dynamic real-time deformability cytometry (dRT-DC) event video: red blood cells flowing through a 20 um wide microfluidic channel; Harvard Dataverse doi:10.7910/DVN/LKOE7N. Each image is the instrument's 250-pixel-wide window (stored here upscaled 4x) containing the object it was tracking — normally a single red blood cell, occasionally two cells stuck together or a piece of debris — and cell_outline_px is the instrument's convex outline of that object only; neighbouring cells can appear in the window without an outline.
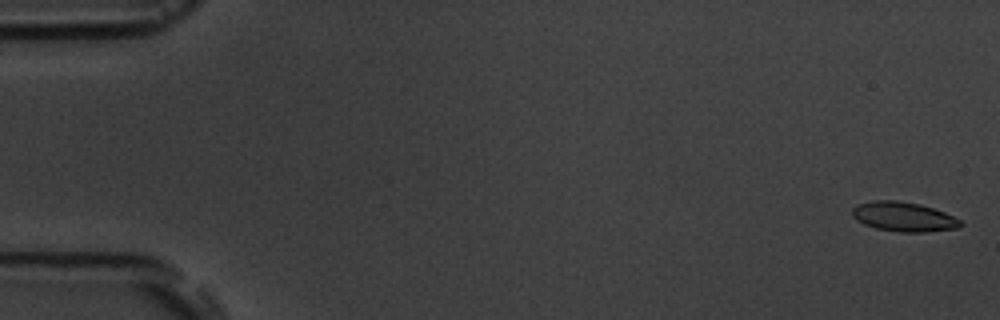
{"species": "common noctule bat (a hibernating species)", "species_latin": "Nyctalus noctula", "temperature_condition": "room temperature", "stored_images_in_passage": 6, "camera_frame_rate_fps": 3000, "um_per_image_px": 0.085, "animal": {"sex": "male", "body_mass_g": 19.5, "forearm_length_mm": 54.6}, "frame": {"image": 1, "passage_image": 1, "time_ms": 0.0, "image_size_px": [1000, 320], "cell_outline_px": [[964, 224], [960, 228], [928, 232], [900, 232], [876, 228], [864, 224], [856, 220], [852, 216], [852, 208], [856, 204], [872, 200], [896, 200], [920, 204], [944, 212], [960, 220]], "centroid_in_image_um": [76.8, 18.42], "position_along_channel_um": 8.2, "area_um2": 18.79}}
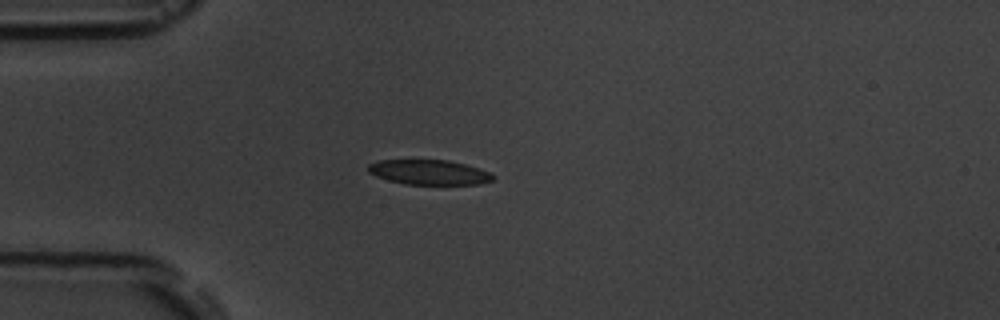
{"frame": {"image": 2, "passage_image": 5, "time_ms": 4.667, "image_size_px": [1000, 320], "cell_outline_px": [[496, 176], [492, 180], [480, 184], [404, 184], [388, 180], [376, 176], [368, 172], [368, 164], [380, 160], [448, 160], [480, 168]], "centroid_in_image_um": [36.47, 14.64], "position_along_channel_um": 48.5, "area_um2": 18.03}}